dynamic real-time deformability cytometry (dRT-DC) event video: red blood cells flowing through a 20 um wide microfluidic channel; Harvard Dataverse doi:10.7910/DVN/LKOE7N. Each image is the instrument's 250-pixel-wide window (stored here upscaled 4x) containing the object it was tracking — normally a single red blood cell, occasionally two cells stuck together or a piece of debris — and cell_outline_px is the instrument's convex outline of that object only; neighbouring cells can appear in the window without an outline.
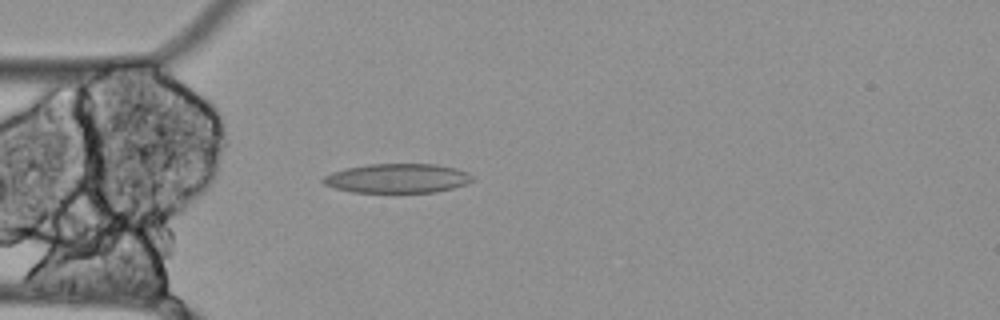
{"species": "Egyptian fruit bat (a non-hibernating species)", "species_latin": "Rousettus aegyptiacus", "temperature_condition": "cold", "stored_images_in_passage": 56, "camera_frame_rate_fps": 3000, "um_per_image_px": 0.085, "animal": {"sex": "female"}, "frame": {"image": 1, "passage_image": 15, "time_ms": 4.667, "image_size_px": [1000, 320], "cell_outline_px": [[476, 180], [468, 184], [436, 192], [352, 192], [336, 188], [324, 184], [320, 180], [324, 176], [332, 172], [344, 168], [368, 164], [436, 164], [456, 168], [468, 172]], "centroid_in_image_um": [33.8, 15.15], "position_along_channel_um": 51.2, "area_um2": 25.66}}
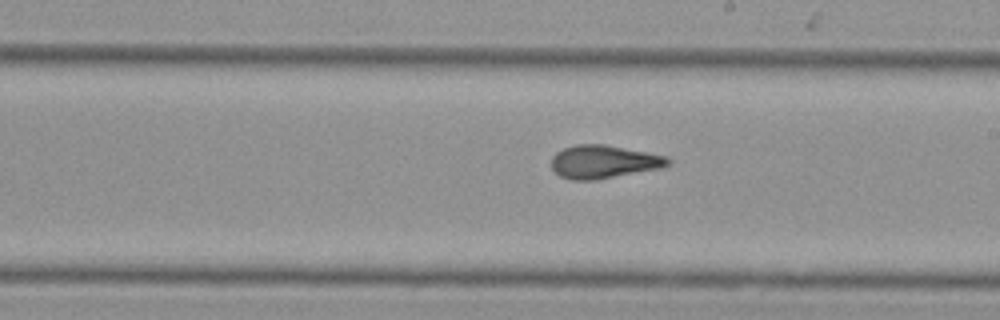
{"frame": {"image": 2, "passage_image": 31, "time_ms": 10.0, "image_size_px": [1000, 320], "cell_outline_px": [[672, 164], [660, 168], [596, 180], [572, 180], [560, 176], [552, 172], [552, 156], [556, 152], [564, 148], [576, 144], [604, 144], [668, 156], [672, 160]], "centroid_in_image_um": [51.31, 13.75], "position_along_channel_um": 237.7, "area_um2": 22.72}}
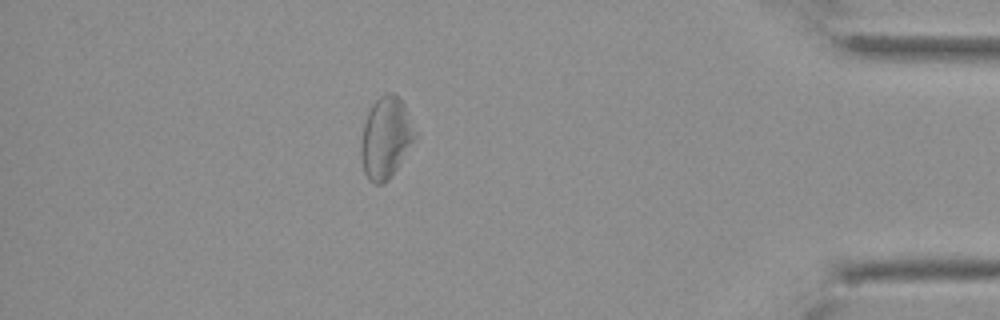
{"frame": {"image": 3, "passage_image": 49, "time_ms": 16.0, "image_size_px": [1000, 320], "cell_outline_px": [[420, 132], [388, 180], [384, 184], [376, 184], [368, 180], [364, 172], [360, 156], [360, 144], [364, 124], [368, 112], [372, 104], [380, 96], [388, 92], [392, 92], [400, 96]], "centroid_in_image_um": [32.83, 11.67], "position_along_channel_um": 402.4, "area_um2": 26.13}, "authors_computed_cell_mechanics": {"area_um2": 25.1719, "velocity_mm_per_s": 3.4449, "shape_relaxation_time_tau1_ms": null, "shape_relaxation_time_tau2_ms": 5.0812, "deformation_change_tau1": null, "deformation_change_tau2": 0.0678}}